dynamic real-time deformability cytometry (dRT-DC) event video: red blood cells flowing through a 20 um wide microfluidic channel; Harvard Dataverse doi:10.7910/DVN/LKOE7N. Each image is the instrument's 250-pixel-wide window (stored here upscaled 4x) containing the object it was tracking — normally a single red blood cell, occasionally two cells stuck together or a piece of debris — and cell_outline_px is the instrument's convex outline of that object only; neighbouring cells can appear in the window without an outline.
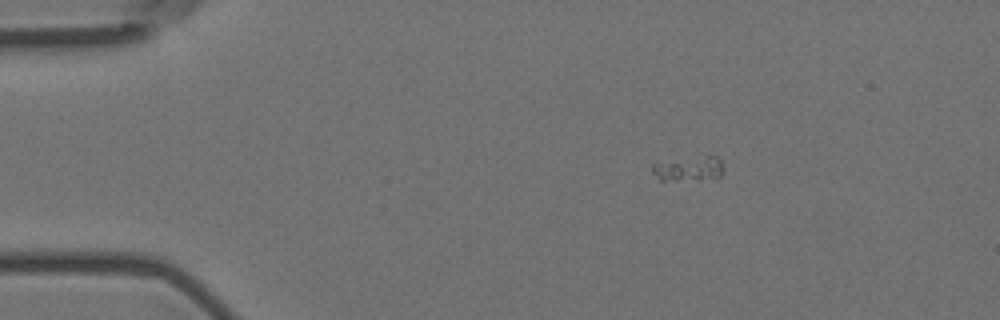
{"species": "Egyptian fruit bat (a non-hibernating species)", "species_latin": "Rousettus aegyptiacus", "temperature_condition": "room temperature", "stored_images_in_passage": 12, "segment_of_instrument_passage": [1, 2], "camera_frame_rate_fps": 3000, "um_per_image_px": 0.085, "animal": {"sex": "female"}, "frame": {"image": 1, "passage_image": 6, "time_ms": 1.667, "image_size_px": [1000, 320], "cell_outline_px": [[724, 168], [720, 176], [716, 180], [660, 180], [652, 172], [652, 164], [708, 156], [716, 156], [720, 160]], "centroid_in_image_um": [58.62, 14.39], "position_along_channel_um": 26.4, "area_um2": 10.06}}